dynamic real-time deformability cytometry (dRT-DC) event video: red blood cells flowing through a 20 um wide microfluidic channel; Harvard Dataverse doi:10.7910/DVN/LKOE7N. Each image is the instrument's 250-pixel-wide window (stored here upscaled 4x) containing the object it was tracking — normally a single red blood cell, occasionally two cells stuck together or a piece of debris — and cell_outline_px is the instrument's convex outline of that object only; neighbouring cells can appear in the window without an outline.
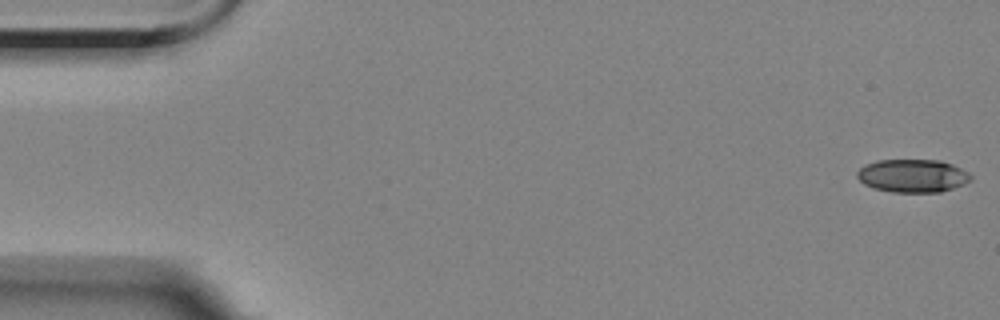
{"species": "Egyptian fruit bat (a non-hibernating species)", "species_latin": "Rousettus aegyptiacus", "temperature_condition": "room temperature", "stored_images_in_passage": 7, "camera_frame_rate_fps": 3000, "um_per_image_px": 0.085, "animal": {"sex": "female"}, "frame": {"image": 1, "passage_image": 1, "time_ms": 0.0, "image_size_px": [1000, 320], "cell_outline_px": [[972, 180], [964, 184], [940, 192], [892, 192], [872, 188], [864, 184], [856, 176], [856, 172], [864, 164], [876, 160], [940, 160], [952, 164], [968, 172], [972, 176]], "centroid_in_image_um": [77.55, 14.94], "position_along_channel_um": 7.4, "area_um2": 22.08}}
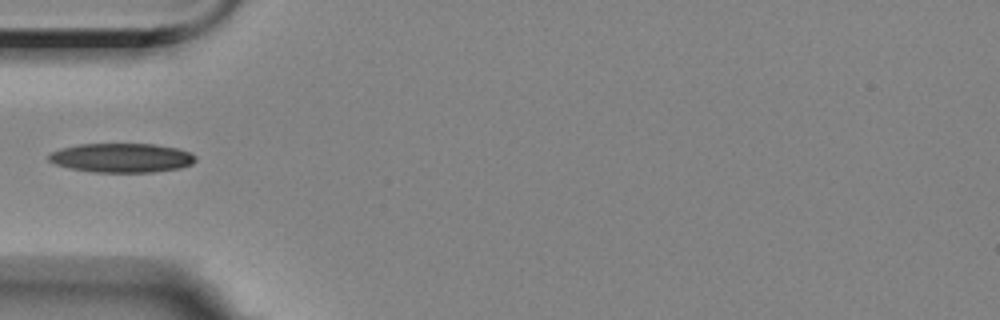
{"frame": {"image": 2, "passage_image": 6, "time_ms": 5.667, "image_size_px": [1000, 320], "cell_outline_px": [[196, 160], [192, 164], [180, 168], [152, 172], [92, 172], [68, 168], [56, 164], [48, 160], [48, 152], [60, 148], [80, 144], [152, 144], [176, 148], [192, 152], [196, 156]], "centroid_in_image_um": [10.32, 13.41], "position_along_channel_um": 74.7, "area_um2": 25.14}}
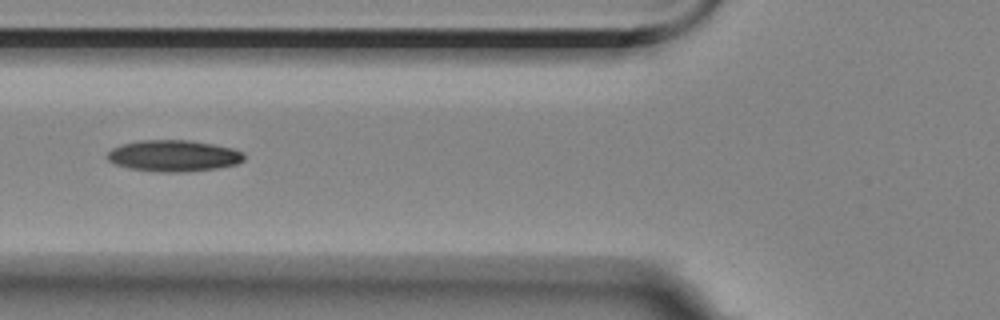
{"frame": {"image": 3, "passage_image": 7, "time_ms": 6.667, "image_size_px": [1000, 320], "cell_outline_px": [[244, 160], [236, 164], [216, 168], [184, 172], [160, 172], [128, 168], [116, 164], [108, 160], [108, 152], [112, 148], [120, 144], [140, 140], [188, 140], [212, 144], [232, 148], [244, 152]], "centroid_in_image_um": [14.75, 13.24], "position_along_channel_um": 111.1, "area_um2": 24.97}}